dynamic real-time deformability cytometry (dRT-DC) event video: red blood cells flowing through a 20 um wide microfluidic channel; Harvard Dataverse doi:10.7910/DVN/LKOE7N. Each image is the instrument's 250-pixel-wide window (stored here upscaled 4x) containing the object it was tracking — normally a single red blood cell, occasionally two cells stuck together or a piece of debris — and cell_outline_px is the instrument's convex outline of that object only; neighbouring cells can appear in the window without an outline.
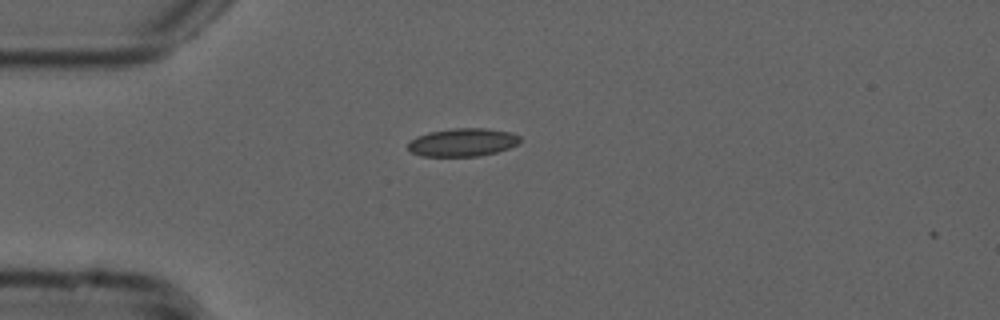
{"species": "common noctule bat (a hibernating species)", "species_latin": "Nyctalus noctula", "temperature_condition": "cold", "stored_images_in_passage": 3, "camera_frame_rate_fps": 3000, "um_per_image_px": 0.085, "animal": {"sex": "male", "forearm_length_mm": 52.5}, "frame": {"image": 1, "passage_image": 1, "time_ms": 0.0, "image_size_px": [1000, 320], "cell_outline_px": [[524, 140], [508, 148], [496, 152], [480, 156], [424, 156], [412, 152], [408, 148], [408, 144], [416, 136], [428, 132], [452, 128], [488, 128], [512, 132], [520, 136]], "centroid_in_image_um": [39.37, 12.08], "position_along_channel_um": 45.6, "area_um2": 18.44}}